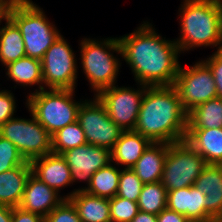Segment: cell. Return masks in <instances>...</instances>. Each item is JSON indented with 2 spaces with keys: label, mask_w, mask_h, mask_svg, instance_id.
Instances as JSON below:
<instances>
[{
  "label": "cell",
  "mask_w": 222,
  "mask_h": 222,
  "mask_svg": "<svg viewBox=\"0 0 222 222\" xmlns=\"http://www.w3.org/2000/svg\"><path fill=\"white\" fill-rule=\"evenodd\" d=\"M136 28L118 39L122 59L130 66L137 85L172 86L181 65L175 40L163 38L148 21Z\"/></svg>",
  "instance_id": "obj_1"
},
{
  "label": "cell",
  "mask_w": 222,
  "mask_h": 222,
  "mask_svg": "<svg viewBox=\"0 0 222 222\" xmlns=\"http://www.w3.org/2000/svg\"><path fill=\"white\" fill-rule=\"evenodd\" d=\"M187 115L173 86H148L134 131L152 143L180 142L186 138Z\"/></svg>",
  "instance_id": "obj_2"
},
{
  "label": "cell",
  "mask_w": 222,
  "mask_h": 222,
  "mask_svg": "<svg viewBox=\"0 0 222 222\" xmlns=\"http://www.w3.org/2000/svg\"><path fill=\"white\" fill-rule=\"evenodd\" d=\"M178 12L181 35L174 40L181 53L196 47H222L220 0H183Z\"/></svg>",
  "instance_id": "obj_3"
},
{
  "label": "cell",
  "mask_w": 222,
  "mask_h": 222,
  "mask_svg": "<svg viewBox=\"0 0 222 222\" xmlns=\"http://www.w3.org/2000/svg\"><path fill=\"white\" fill-rule=\"evenodd\" d=\"M81 67L89 86L96 96L101 90L117 83L121 67V46L118 37L83 38L80 42ZM114 53H117L115 56ZM118 57V58H117Z\"/></svg>",
  "instance_id": "obj_4"
},
{
  "label": "cell",
  "mask_w": 222,
  "mask_h": 222,
  "mask_svg": "<svg viewBox=\"0 0 222 222\" xmlns=\"http://www.w3.org/2000/svg\"><path fill=\"white\" fill-rule=\"evenodd\" d=\"M46 16L43 8L32 0H17L11 8L9 18L21 32L28 57L41 60L61 35Z\"/></svg>",
  "instance_id": "obj_5"
},
{
  "label": "cell",
  "mask_w": 222,
  "mask_h": 222,
  "mask_svg": "<svg viewBox=\"0 0 222 222\" xmlns=\"http://www.w3.org/2000/svg\"><path fill=\"white\" fill-rule=\"evenodd\" d=\"M75 90L42 89L26 96L28 108L36 120L52 136L63 127L74 123L82 100H74Z\"/></svg>",
  "instance_id": "obj_6"
},
{
  "label": "cell",
  "mask_w": 222,
  "mask_h": 222,
  "mask_svg": "<svg viewBox=\"0 0 222 222\" xmlns=\"http://www.w3.org/2000/svg\"><path fill=\"white\" fill-rule=\"evenodd\" d=\"M206 166L205 159L187 141L171 143L161 182L167 191L193 186Z\"/></svg>",
  "instance_id": "obj_7"
},
{
  "label": "cell",
  "mask_w": 222,
  "mask_h": 222,
  "mask_svg": "<svg viewBox=\"0 0 222 222\" xmlns=\"http://www.w3.org/2000/svg\"><path fill=\"white\" fill-rule=\"evenodd\" d=\"M13 117L0 127V136L14 144L21 156L28 162L52 153V136L36 120Z\"/></svg>",
  "instance_id": "obj_8"
},
{
  "label": "cell",
  "mask_w": 222,
  "mask_h": 222,
  "mask_svg": "<svg viewBox=\"0 0 222 222\" xmlns=\"http://www.w3.org/2000/svg\"><path fill=\"white\" fill-rule=\"evenodd\" d=\"M43 89L77 87L78 66L75 52L62 35L50 46L41 59Z\"/></svg>",
  "instance_id": "obj_9"
},
{
  "label": "cell",
  "mask_w": 222,
  "mask_h": 222,
  "mask_svg": "<svg viewBox=\"0 0 222 222\" xmlns=\"http://www.w3.org/2000/svg\"><path fill=\"white\" fill-rule=\"evenodd\" d=\"M200 60L186 68L180 65L172 85L187 114L198 105L218 97L212 71L202 59Z\"/></svg>",
  "instance_id": "obj_10"
},
{
  "label": "cell",
  "mask_w": 222,
  "mask_h": 222,
  "mask_svg": "<svg viewBox=\"0 0 222 222\" xmlns=\"http://www.w3.org/2000/svg\"><path fill=\"white\" fill-rule=\"evenodd\" d=\"M77 121L82 127L88 144L105 147L110 151L123 132L110 119L107 109L95 95L93 99L82 101Z\"/></svg>",
  "instance_id": "obj_11"
},
{
  "label": "cell",
  "mask_w": 222,
  "mask_h": 222,
  "mask_svg": "<svg viewBox=\"0 0 222 222\" xmlns=\"http://www.w3.org/2000/svg\"><path fill=\"white\" fill-rule=\"evenodd\" d=\"M137 89L117 84L101 90L96 96L107 109L110 119L123 131L134 130L147 85Z\"/></svg>",
  "instance_id": "obj_12"
},
{
  "label": "cell",
  "mask_w": 222,
  "mask_h": 222,
  "mask_svg": "<svg viewBox=\"0 0 222 222\" xmlns=\"http://www.w3.org/2000/svg\"><path fill=\"white\" fill-rule=\"evenodd\" d=\"M71 171L73 183L82 181L85 187H79L72 192L63 194L65 199L70 198L77 191H84L90 184L91 176L100 168L106 167L111 162V151L105 147L84 144L69 149L61 154Z\"/></svg>",
  "instance_id": "obj_13"
},
{
  "label": "cell",
  "mask_w": 222,
  "mask_h": 222,
  "mask_svg": "<svg viewBox=\"0 0 222 222\" xmlns=\"http://www.w3.org/2000/svg\"><path fill=\"white\" fill-rule=\"evenodd\" d=\"M65 198L43 183L32 172L29 175L19 207L25 211L46 217Z\"/></svg>",
  "instance_id": "obj_14"
},
{
  "label": "cell",
  "mask_w": 222,
  "mask_h": 222,
  "mask_svg": "<svg viewBox=\"0 0 222 222\" xmlns=\"http://www.w3.org/2000/svg\"><path fill=\"white\" fill-rule=\"evenodd\" d=\"M30 163L32 173L59 194L62 189L72 184L70 168L61 154L49 153L33 159Z\"/></svg>",
  "instance_id": "obj_15"
},
{
  "label": "cell",
  "mask_w": 222,
  "mask_h": 222,
  "mask_svg": "<svg viewBox=\"0 0 222 222\" xmlns=\"http://www.w3.org/2000/svg\"><path fill=\"white\" fill-rule=\"evenodd\" d=\"M194 186L205 194V213L211 219L222 221V165L207 164Z\"/></svg>",
  "instance_id": "obj_16"
},
{
  "label": "cell",
  "mask_w": 222,
  "mask_h": 222,
  "mask_svg": "<svg viewBox=\"0 0 222 222\" xmlns=\"http://www.w3.org/2000/svg\"><path fill=\"white\" fill-rule=\"evenodd\" d=\"M205 194L194 185L168 191L167 208L185 215L190 221H209L204 211Z\"/></svg>",
  "instance_id": "obj_17"
},
{
  "label": "cell",
  "mask_w": 222,
  "mask_h": 222,
  "mask_svg": "<svg viewBox=\"0 0 222 222\" xmlns=\"http://www.w3.org/2000/svg\"><path fill=\"white\" fill-rule=\"evenodd\" d=\"M152 142L134 130L123 131L111 150V162L132 168Z\"/></svg>",
  "instance_id": "obj_18"
},
{
  "label": "cell",
  "mask_w": 222,
  "mask_h": 222,
  "mask_svg": "<svg viewBox=\"0 0 222 222\" xmlns=\"http://www.w3.org/2000/svg\"><path fill=\"white\" fill-rule=\"evenodd\" d=\"M185 141L207 164L222 165V128L187 129Z\"/></svg>",
  "instance_id": "obj_19"
},
{
  "label": "cell",
  "mask_w": 222,
  "mask_h": 222,
  "mask_svg": "<svg viewBox=\"0 0 222 222\" xmlns=\"http://www.w3.org/2000/svg\"><path fill=\"white\" fill-rule=\"evenodd\" d=\"M31 172V163L25 161L20 166L0 173V204L19 207Z\"/></svg>",
  "instance_id": "obj_20"
},
{
  "label": "cell",
  "mask_w": 222,
  "mask_h": 222,
  "mask_svg": "<svg viewBox=\"0 0 222 222\" xmlns=\"http://www.w3.org/2000/svg\"><path fill=\"white\" fill-rule=\"evenodd\" d=\"M169 144L151 143L131 168L143 184L161 181Z\"/></svg>",
  "instance_id": "obj_21"
},
{
  "label": "cell",
  "mask_w": 222,
  "mask_h": 222,
  "mask_svg": "<svg viewBox=\"0 0 222 222\" xmlns=\"http://www.w3.org/2000/svg\"><path fill=\"white\" fill-rule=\"evenodd\" d=\"M82 222H111L109 199L77 191L68 198Z\"/></svg>",
  "instance_id": "obj_22"
},
{
  "label": "cell",
  "mask_w": 222,
  "mask_h": 222,
  "mask_svg": "<svg viewBox=\"0 0 222 222\" xmlns=\"http://www.w3.org/2000/svg\"><path fill=\"white\" fill-rule=\"evenodd\" d=\"M7 70V79L13 80L17 85L24 87H30L33 85L38 86L33 93H36L43 89V77L41 60L24 56L17 61L9 63L5 66Z\"/></svg>",
  "instance_id": "obj_23"
},
{
  "label": "cell",
  "mask_w": 222,
  "mask_h": 222,
  "mask_svg": "<svg viewBox=\"0 0 222 222\" xmlns=\"http://www.w3.org/2000/svg\"><path fill=\"white\" fill-rule=\"evenodd\" d=\"M4 21L5 25L0 26V62L3 67L26 56L19 28L10 18Z\"/></svg>",
  "instance_id": "obj_24"
},
{
  "label": "cell",
  "mask_w": 222,
  "mask_h": 222,
  "mask_svg": "<svg viewBox=\"0 0 222 222\" xmlns=\"http://www.w3.org/2000/svg\"><path fill=\"white\" fill-rule=\"evenodd\" d=\"M222 128V98L198 105L187 115V129Z\"/></svg>",
  "instance_id": "obj_25"
},
{
  "label": "cell",
  "mask_w": 222,
  "mask_h": 222,
  "mask_svg": "<svg viewBox=\"0 0 222 222\" xmlns=\"http://www.w3.org/2000/svg\"><path fill=\"white\" fill-rule=\"evenodd\" d=\"M116 166L110 162L106 167L97 170L91 176L90 184L84 191L90 195L107 199L116 196L121 170Z\"/></svg>",
  "instance_id": "obj_26"
},
{
  "label": "cell",
  "mask_w": 222,
  "mask_h": 222,
  "mask_svg": "<svg viewBox=\"0 0 222 222\" xmlns=\"http://www.w3.org/2000/svg\"><path fill=\"white\" fill-rule=\"evenodd\" d=\"M167 195L161 181L144 184L137 202L139 211L158 215L167 208Z\"/></svg>",
  "instance_id": "obj_27"
},
{
  "label": "cell",
  "mask_w": 222,
  "mask_h": 222,
  "mask_svg": "<svg viewBox=\"0 0 222 222\" xmlns=\"http://www.w3.org/2000/svg\"><path fill=\"white\" fill-rule=\"evenodd\" d=\"M52 153L63 152L87 143L82 127L75 121L52 135Z\"/></svg>",
  "instance_id": "obj_28"
},
{
  "label": "cell",
  "mask_w": 222,
  "mask_h": 222,
  "mask_svg": "<svg viewBox=\"0 0 222 222\" xmlns=\"http://www.w3.org/2000/svg\"><path fill=\"white\" fill-rule=\"evenodd\" d=\"M143 185L142 181L132 169L121 168L116 196L138 202Z\"/></svg>",
  "instance_id": "obj_29"
},
{
  "label": "cell",
  "mask_w": 222,
  "mask_h": 222,
  "mask_svg": "<svg viewBox=\"0 0 222 222\" xmlns=\"http://www.w3.org/2000/svg\"><path fill=\"white\" fill-rule=\"evenodd\" d=\"M111 222H131L139 212L137 202L114 196L109 199Z\"/></svg>",
  "instance_id": "obj_30"
},
{
  "label": "cell",
  "mask_w": 222,
  "mask_h": 222,
  "mask_svg": "<svg viewBox=\"0 0 222 222\" xmlns=\"http://www.w3.org/2000/svg\"><path fill=\"white\" fill-rule=\"evenodd\" d=\"M25 161L14 144L0 136V173L20 166Z\"/></svg>",
  "instance_id": "obj_31"
},
{
  "label": "cell",
  "mask_w": 222,
  "mask_h": 222,
  "mask_svg": "<svg viewBox=\"0 0 222 222\" xmlns=\"http://www.w3.org/2000/svg\"><path fill=\"white\" fill-rule=\"evenodd\" d=\"M45 222H82L69 199H64L46 217Z\"/></svg>",
  "instance_id": "obj_32"
},
{
  "label": "cell",
  "mask_w": 222,
  "mask_h": 222,
  "mask_svg": "<svg viewBox=\"0 0 222 222\" xmlns=\"http://www.w3.org/2000/svg\"><path fill=\"white\" fill-rule=\"evenodd\" d=\"M11 90H0V127L13 118L16 112V100Z\"/></svg>",
  "instance_id": "obj_33"
},
{
  "label": "cell",
  "mask_w": 222,
  "mask_h": 222,
  "mask_svg": "<svg viewBox=\"0 0 222 222\" xmlns=\"http://www.w3.org/2000/svg\"><path fill=\"white\" fill-rule=\"evenodd\" d=\"M213 53L210 57L208 56V58L203 61L211 69L217 88V95L222 98V47Z\"/></svg>",
  "instance_id": "obj_34"
},
{
  "label": "cell",
  "mask_w": 222,
  "mask_h": 222,
  "mask_svg": "<svg viewBox=\"0 0 222 222\" xmlns=\"http://www.w3.org/2000/svg\"><path fill=\"white\" fill-rule=\"evenodd\" d=\"M12 222H45V218L20 207H12Z\"/></svg>",
  "instance_id": "obj_35"
},
{
  "label": "cell",
  "mask_w": 222,
  "mask_h": 222,
  "mask_svg": "<svg viewBox=\"0 0 222 222\" xmlns=\"http://www.w3.org/2000/svg\"><path fill=\"white\" fill-rule=\"evenodd\" d=\"M157 222H191L185 215L179 214L168 208L157 215Z\"/></svg>",
  "instance_id": "obj_36"
},
{
  "label": "cell",
  "mask_w": 222,
  "mask_h": 222,
  "mask_svg": "<svg viewBox=\"0 0 222 222\" xmlns=\"http://www.w3.org/2000/svg\"><path fill=\"white\" fill-rule=\"evenodd\" d=\"M131 222H157V215L139 211Z\"/></svg>",
  "instance_id": "obj_37"
},
{
  "label": "cell",
  "mask_w": 222,
  "mask_h": 222,
  "mask_svg": "<svg viewBox=\"0 0 222 222\" xmlns=\"http://www.w3.org/2000/svg\"><path fill=\"white\" fill-rule=\"evenodd\" d=\"M17 0H0V17H9L12 6Z\"/></svg>",
  "instance_id": "obj_38"
},
{
  "label": "cell",
  "mask_w": 222,
  "mask_h": 222,
  "mask_svg": "<svg viewBox=\"0 0 222 222\" xmlns=\"http://www.w3.org/2000/svg\"><path fill=\"white\" fill-rule=\"evenodd\" d=\"M0 222H12V207L0 204Z\"/></svg>",
  "instance_id": "obj_39"
},
{
  "label": "cell",
  "mask_w": 222,
  "mask_h": 222,
  "mask_svg": "<svg viewBox=\"0 0 222 222\" xmlns=\"http://www.w3.org/2000/svg\"><path fill=\"white\" fill-rule=\"evenodd\" d=\"M191 222H219V221L216 219H211L209 221H191Z\"/></svg>",
  "instance_id": "obj_40"
},
{
  "label": "cell",
  "mask_w": 222,
  "mask_h": 222,
  "mask_svg": "<svg viewBox=\"0 0 222 222\" xmlns=\"http://www.w3.org/2000/svg\"><path fill=\"white\" fill-rule=\"evenodd\" d=\"M7 18H9V17H0V24Z\"/></svg>",
  "instance_id": "obj_41"
}]
</instances>
